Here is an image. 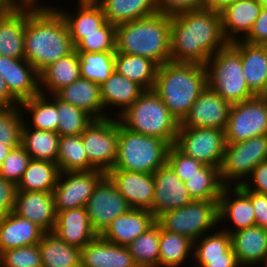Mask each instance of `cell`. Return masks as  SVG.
<instances>
[{
  "mask_svg": "<svg viewBox=\"0 0 267 267\" xmlns=\"http://www.w3.org/2000/svg\"><path fill=\"white\" fill-rule=\"evenodd\" d=\"M25 112L20 106L12 108H0V143H6L12 149L21 145L22 128L25 120Z\"/></svg>",
  "mask_w": 267,
  "mask_h": 267,
  "instance_id": "46",
  "label": "cell"
},
{
  "mask_svg": "<svg viewBox=\"0 0 267 267\" xmlns=\"http://www.w3.org/2000/svg\"><path fill=\"white\" fill-rule=\"evenodd\" d=\"M81 267H138L128 246L110 243L97 235L81 249Z\"/></svg>",
  "mask_w": 267,
  "mask_h": 267,
  "instance_id": "23",
  "label": "cell"
},
{
  "mask_svg": "<svg viewBox=\"0 0 267 267\" xmlns=\"http://www.w3.org/2000/svg\"><path fill=\"white\" fill-rule=\"evenodd\" d=\"M171 16L162 13L116 25L115 52L143 56L158 66L171 61Z\"/></svg>",
  "mask_w": 267,
  "mask_h": 267,
  "instance_id": "3",
  "label": "cell"
},
{
  "mask_svg": "<svg viewBox=\"0 0 267 267\" xmlns=\"http://www.w3.org/2000/svg\"><path fill=\"white\" fill-rule=\"evenodd\" d=\"M59 140L58 132L37 130L24 122L21 146L31 159L57 163Z\"/></svg>",
  "mask_w": 267,
  "mask_h": 267,
  "instance_id": "35",
  "label": "cell"
},
{
  "mask_svg": "<svg viewBox=\"0 0 267 267\" xmlns=\"http://www.w3.org/2000/svg\"><path fill=\"white\" fill-rule=\"evenodd\" d=\"M169 148L164 140L133 132L119 122L118 155L111 170L153 174L167 163Z\"/></svg>",
  "mask_w": 267,
  "mask_h": 267,
  "instance_id": "6",
  "label": "cell"
},
{
  "mask_svg": "<svg viewBox=\"0 0 267 267\" xmlns=\"http://www.w3.org/2000/svg\"><path fill=\"white\" fill-rule=\"evenodd\" d=\"M81 137L89 163L105 173L113 169L118 155L119 120L94 119Z\"/></svg>",
  "mask_w": 267,
  "mask_h": 267,
  "instance_id": "10",
  "label": "cell"
},
{
  "mask_svg": "<svg viewBox=\"0 0 267 267\" xmlns=\"http://www.w3.org/2000/svg\"><path fill=\"white\" fill-rule=\"evenodd\" d=\"M16 185L0 175V220L13 212Z\"/></svg>",
  "mask_w": 267,
  "mask_h": 267,
  "instance_id": "53",
  "label": "cell"
},
{
  "mask_svg": "<svg viewBox=\"0 0 267 267\" xmlns=\"http://www.w3.org/2000/svg\"><path fill=\"white\" fill-rule=\"evenodd\" d=\"M42 267H81V249L61 240L54 232H46L38 243Z\"/></svg>",
  "mask_w": 267,
  "mask_h": 267,
  "instance_id": "32",
  "label": "cell"
},
{
  "mask_svg": "<svg viewBox=\"0 0 267 267\" xmlns=\"http://www.w3.org/2000/svg\"><path fill=\"white\" fill-rule=\"evenodd\" d=\"M78 2H83V1H98V0H77Z\"/></svg>",
  "mask_w": 267,
  "mask_h": 267,
  "instance_id": "64",
  "label": "cell"
},
{
  "mask_svg": "<svg viewBox=\"0 0 267 267\" xmlns=\"http://www.w3.org/2000/svg\"><path fill=\"white\" fill-rule=\"evenodd\" d=\"M56 103L60 136L81 135L94 118L86 111L60 100L56 95H48Z\"/></svg>",
  "mask_w": 267,
  "mask_h": 267,
  "instance_id": "44",
  "label": "cell"
},
{
  "mask_svg": "<svg viewBox=\"0 0 267 267\" xmlns=\"http://www.w3.org/2000/svg\"><path fill=\"white\" fill-rule=\"evenodd\" d=\"M250 44L267 45V6H263L251 31L243 39Z\"/></svg>",
  "mask_w": 267,
  "mask_h": 267,
  "instance_id": "54",
  "label": "cell"
},
{
  "mask_svg": "<svg viewBox=\"0 0 267 267\" xmlns=\"http://www.w3.org/2000/svg\"><path fill=\"white\" fill-rule=\"evenodd\" d=\"M55 95L60 100L86 111L94 119H104L99 85L91 80L80 77Z\"/></svg>",
  "mask_w": 267,
  "mask_h": 267,
  "instance_id": "30",
  "label": "cell"
},
{
  "mask_svg": "<svg viewBox=\"0 0 267 267\" xmlns=\"http://www.w3.org/2000/svg\"><path fill=\"white\" fill-rule=\"evenodd\" d=\"M106 20L113 25L158 13L157 0H98Z\"/></svg>",
  "mask_w": 267,
  "mask_h": 267,
  "instance_id": "33",
  "label": "cell"
},
{
  "mask_svg": "<svg viewBox=\"0 0 267 267\" xmlns=\"http://www.w3.org/2000/svg\"><path fill=\"white\" fill-rule=\"evenodd\" d=\"M262 5L256 0H235L221 14L222 32L228 43L243 40L251 31Z\"/></svg>",
  "mask_w": 267,
  "mask_h": 267,
  "instance_id": "24",
  "label": "cell"
},
{
  "mask_svg": "<svg viewBox=\"0 0 267 267\" xmlns=\"http://www.w3.org/2000/svg\"><path fill=\"white\" fill-rule=\"evenodd\" d=\"M157 68L158 65L149 58L115 52L114 70L144 90H153Z\"/></svg>",
  "mask_w": 267,
  "mask_h": 267,
  "instance_id": "36",
  "label": "cell"
},
{
  "mask_svg": "<svg viewBox=\"0 0 267 267\" xmlns=\"http://www.w3.org/2000/svg\"><path fill=\"white\" fill-rule=\"evenodd\" d=\"M238 187L241 190H249L267 195V161L260 162L253 169L248 179Z\"/></svg>",
  "mask_w": 267,
  "mask_h": 267,
  "instance_id": "52",
  "label": "cell"
},
{
  "mask_svg": "<svg viewBox=\"0 0 267 267\" xmlns=\"http://www.w3.org/2000/svg\"><path fill=\"white\" fill-rule=\"evenodd\" d=\"M44 233L34 222L11 212L0 220V253L13 248L38 244Z\"/></svg>",
  "mask_w": 267,
  "mask_h": 267,
  "instance_id": "28",
  "label": "cell"
},
{
  "mask_svg": "<svg viewBox=\"0 0 267 267\" xmlns=\"http://www.w3.org/2000/svg\"><path fill=\"white\" fill-rule=\"evenodd\" d=\"M224 220L233 224L230 230L222 229L229 234L256 225L252 202L238 186H225L220 195L219 222L222 224Z\"/></svg>",
  "mask_w": 267,
  "mask_h": 267,
  "instance_id": "20",
  "label": "cell"
},
{
  "mask_svg": "<svg viewBox=\"0 0 267 267\" xmlns=\"http://www.w3.org/2000/svg\"><path fill=\"white\" fill-rule=\"evenodd\" d=\"M106 175L102 170L60 172L53 189L56 212L85 207L94 188Z\"/></svg>",
  "mask_w": 267,
  "mask_h": 267,
  "instance_id": "13",
  "label": "cell"
},
{
  "mask_svg": "<svg viewBox=\"0 0 267 267\" xmlns=\"http://www.w3.org/2000/svg\"><path fill=\"white\" fill-rule=\"evenodd\" d=\"M99 89L100 98L104 106V118L112 117L108 115L106 110H108V107L114 108V106L115 110L118 109L116 111L118 114L116 113L115 115V118H118L145 91L139 84L115 70L104 83L99 85Z\"/></svg>",
  "mask_w": 267,
  "mask_h": 267,
  "instance_id": "25",
  "label": "cell"
},
{
  "mask_svg": "<svg viewBox=\"0 0 267 267\" xmlns=\"http://www.w3.org/2000/svg\"><path fill=\"white\" fill-rule=\"evenodd\" d=\"M20 106V103L10 94L5 80L0 75V108H12Z\"/></svg>",
  "mask_w": 267,
  "mask_h": 267,
  "instance_id": "57",
  "label": "cell"
},
{
  "mask_svg": "<svg viewBox=\"0 0 267 267\" xmlns=\"http://www.w3.org/2000/svg\"><path fill=\"white\" fill-rule=\"evenodd\" d=\"M167 163L183 182L188 177L198 173V170L204 165L202 162L182 153L174 144L168 150Z\"/></svg>",
  "mask_w": 267,
  "mask_h": 267,
  "instance_id": "50",
  "label": "cell"
},
{
  "mask_svg": "<svg viewBox=\"0 0 267 267\" xmlns=\"http://www.w3.org/2000/svg\"><path fill=\"white\" fill-rule=\"evenodd\" d=\"M92 229L100 235L119 215L131 207L114 183L105 175L94 188L85 206Z\"/></svg>",
  "mask_w": 267,
  "mask_h": 267,
  "instance_id": "14",
  "label": "cell"
},
{
  "mask_svg": "<svg viewBox=\"0 0 267 267\" xmlns=\"http://www.w3.org/2000/svg\"><path fill=\"white\" fill-rule=\"evenodd\" d=\"M56 9L66 21L69 34H91L100 33V28L107 22L104 11L97 1L78 2L73 12Z\"/></svg>",
  "mask_w": 267,
  "mask_h": 267,
  "instance_id": "34",
  "label": "cell"
},
{
  "mask_svg": "<svg viewBox=\"0 0 267 267\" xmlns=\"http://www.w3.org/2000/svg\"><path fill=\"white\" fill-rule=\"evenodd\" d=\"M81 78L97 85L104 83L114 71L115 52H78Z\"/></svg>",
  "mask_w": 267,
  "mask_h": 267,
  "instance_id": "43",
  "label": "cell"
},
{
  "mask_svg": "<svg viewBox=\"0 0 267 267\" xmlns=\"http://www.w3.org/2000/svg\"><path fill=\"white\" fill-rule=\"evenodd\" d=\"M232 247L231 235L222 230L206 233L194 241V258L224 257V254Z\"/></svg>",
  "mask_w": 267,
  "mask_h": 267,
  "instance_id": "47",
  "label": "cell"
},
{
  "mask_svg": "<svg viewBox=\"0 0 267 267\" xmlns=\"http://www.w3.org/2000/svg\"><path fill=\"white\" fill-rule=\"evenodd\" d=\"M231 44L240 52L243 76L250 91L259 96L267 85V45L250 44L243 40Z\"/></svg>",
  "mask_w": 267,
  "mask_h": 267,
  "instance_id": "27",
  "label": "cell"
},
{
  "mask_svg": "<svg viewBox=\"0 0 267 267\" xmlns=\"http://www.w3.org/2000/svg\"><path fill=\"white\" fill-rule=\"evenodd\" d=\"M106 175L127 200L131 208L152 210L155 192L153 174L109 170Z\"/></svg>",
  "mask_w": 267,
  "mask_h": 267,
  "instance_id": "19",
  "label": "cell"
},
{
  "mask_svg": "<svg viewBox=\"0 0 267 267\" xmlns=\"http://www.w3.org/2000/svg\"><path fill=\"white\" fill-rule=\"evenodd\" d=\"M231 235L232 248L241 267H267V229L254 225Z\"/></svg>",
  "mask_w": 267,
  "mask_h": 267,
  "instance_id": "22",
  "label": "cell"
},
{
  "mask_svg": "<svg viewBox=\"0 0 267 267\" xmlns=\"http://www.w3.org/2000/svg\"><path fill=\"white\" fill-rule=\"evenodd\" d=\"M259 97L267 104V85L264 90L259 94Z\"/></svg>",
  "mask_w": 267,
  "mask_h": 267,
  "instance_id": "62",
  "label": "cell"
},
{
  "mask_svg": "<svg viewBox=\"0 0 267 267\" xmlns=\"http://www.w3.org/2000/svg\"><path fill=\"white\" fill-rule=\"evenodd\" d=\"M156 222L151 211L131 208L116 217L100 234L113 244L128 246Z\"/></svg>",
  "mask_w": 267,
  "mask_h": 267,
  "instance_id": "21",
  "label": "cell"
},
{
  "mask_svg": "<svg viewBox=\"0 0 267 267\" xmlns=\"http://www.w3.org/2000/svg\"><path fill=\"white\" fill-rule=\"evenodd\" d=\"M117 119L125 128L158 137L170 146L175 143L180 125L153 90H145Z\"/></svg>",
  "mask_w": 267,
  "mask_h": 267,
  "instance_id": "5",
  "label": "cell"
},
{
  "mask_svg": "<svg viewBox=\"0 0 267 267\" xmlns=\"http://www.w3.org/2000/svg\"><path fill=\"white\" fill-rule=\"evenodd\" d=\"M53 232L67 244L80 249L98 235L91 227L85 207L58 212Z\"/></svg>",
  "mask_w": 267,
  "mask_h": 267,
  "instance_id": "26",
  "label": "cell"
},
{
  "mask_svg": "<svg viewBox=\"0 0 267 267\" xmlns=\"http://www.w3.org/2000/svg\"><path fill=\"white\" fill-rule=\"evenodd\" d=\"M74 50L66 21L56 8H26L25 59L39 73Z\"/></svg>",
  "mask_w": 267,
  "mask_h": 267,
  "instance_id": "2",
  "label": "cell"
},
{
  "mask_svg": "<svg viewBox=\"0 0 267 267\" xmlns=\"http://www.w3.org/2000/svg\"><path fill=\"white\" fill-rule=\"evenodd\" d=\"M116 25L108 21L100 28V33L70 34L77 52H115Z\"/></svg>",
  "mask_w": 267,
  "mask_h": 267,
  "instance_id": "45",
  "label": "cell"
},
{
  "mask_svg": "<svg viewBox=\"0 0 267 267\" xmlns=\"http://www.w3.org/2000/svg\"><path fill=\"white\" fill-rule=\"evenodd\" d=\"M26 8L0 15V55L25 59Z\"/></svg>",
  "mask_w": 267,
  "mask_h": 267,
  "instance_id": "31",
  "label": "cell"
},
{
  "mask_svg": "<svg viewBox=\"0 0 267 267\" xmlns=\"http://www.w3.org/2000/svg\"><path fill=\"white\" fill-rule=\"evenodd\" d=\"M57 164L60 172L92 171L81 135L60 136Z\"/></svg>",
  "mask_w": 267,
  "mask_h": 267,
  "instance_id": "41",
  "label": "cell"
},
{
  "mask_svg": "<svg viewBox=\"0 0 267 267\" xmlns=\"http://www.w3.org/2000/svg\"><path fill=\"white\" fill-rule=\"evenodd\" d=\"M205 67L208 87L224 100L234 104L255 97L243 76L240 52L231 43L210 56Z\"/></svg>",
  "mask_w": 267,
  "mask_h": 267,
  "instance_id": "7",
  "label": "cell"
},
{
  "mask_svg": "<svg viewBox=\"0 0 267 267\" xmlns=\"http://www.w3.org/2000/svg\"><path fill=\"white\" fill-rule=\"evenodd\" d=\"M206 0H157L158 13L176 15L181 12L205 8Z\"/></svg>",
  "mask_w": 267,
  "mask_h": 267,
  "instance_id": "51",
  "label": "cell"
},
{
  "mask_svg": "<svg viewBox=\"0 0 267 267\" xmlns=\"http://www.w3.org/2000/svg\"><path fill=\"white\" fill-rule=\"evenodd\" d=\"M0 267H42L39 245H28L0 253Z\"/></svg>",
  "mask_w": 267,
  "mask_h": 267,
  "instance_id": "48",
  "label": "cell"
},
{
  "mask_svg": "<svg viewBox=\"0 0 267 267\" xmlns=\"http://www.w3.org/2000/svg\"><path fill=\"white\" fill-rule=\"evenodd\" d=\"M224 131L226 143L267 135V104L259 96L232 104Z\"/></svg>",
  "mask_w": 267,
  "mask_h": 267,
  "instance_id": "12",
  "label": "cell"
},
{
  "mask_svg": "<svg viewBox=\"0 0 267 267\" xmlns=\"http://www.w3.org/2000/svg\"><path fill=\"white\" fill-rule=\"evenodd\" d=\"M160 225L155 222L128 245L138 267H159Z\"/></svg>",
  "mask_w": 267,
  "mask_h": 267,
  "instance_id": "42",
  "label": "cell"
},
{
  "mask_svg": "<svg viewBox=\"0 0 267 267\" xmlns=\"http://www.w3.org/2000/svg\"><path fill=\"white\" fill-rule=\"evenodd\" d=\"M194 241L184 235L165 231L160 226L159 267H179L190 255Z\"/></svg>",
  "mask_w": 267,
  "mask_h": 267,
  "instance_id": "39",
  "label": "cell"
},
{
  "mask_svg": "<svg viewBox=\"0 0 267 267\" xmlns=\"http://www.w3.org/2000/svg\"><path fill=\"white\" fill-rule=\"evenodd\" d=\"M262 6H267V0H256Z\"/></svg>",
  "mask_w": 267,
  "mask_h": 267,
  "instance_id": "63",
  "label": "cell"
},
{
  "mask_svg": "<svg viewBox=\"0 0 267 267\" xmlns=\"http://www.w3.org/2000/svg\"><path fill=\"white\" fill-rule=\"evenodd\" d=\"M156 222L165 231L196 241L220 226L219 200H193L181 208L165 212Z\"/></svg>",
  "mask_w": 267,
  "mask_h": 267,
  "instance_id": "8",
  "label": "cell"
},
{
  "mask_svg": "<svg viewBox=\"0 0 267 267\" xmlns=\"http://www.w3.org/2000/svg\"><path fill=\"white\" fill-rule=\"evenodd\" d=\"M174 145L185 155L205 165L220 168L226 148L225 131L207 127L179 125Z\"/></svg>",
  "mask_w": 267,
  "mask_h": 267,
  "instance_id": "11",
  "label": "cell"
},
{
  "mask_svg": "<svg viewBox=\"0 0 267 267\" xmlns=\"http://www.w3.org/2000/svg\"><path fill=\"white\" fill-rule=\"evenodd\" d=\"M30 160L29 154L21 145L13 148L0 167V175L17 185Z\"/></svg>",
  "mask_w": 267,
  "mask_h": 267,
  "instance_id": "49",
  "label": "cell"
},
{
  "mask_svg": "<svg viewBox=\"0 0 267 267\" xmlns=\"http://www.w3.org/2000/svg\"><path fill=\"white\" fill-rule=\"evenodd\" d=\"M153 178L155 192L151 213L155 219L167 211L181 208L193 201L185 183L168 163L153 173Z\"/></svg>",
  "mask_w": 267,
  "mask_h": 267,
  "instance_id": "15",
  "label": "cell"
},
{
  "mask_svg": "<svg viewBox=\"0 0 267 267\" xmlns=\"http://www.w3.org/2000/svg\"><path fill=\"white\" fill-rule=\"evenodd\" d=\"M171 61L204 65L228 42L222 32L221 14L207 8L171 16Z\"/></svg>",
  "mask_w": 267,
  "mask_h": 267,
  "instance_id": "1",
  "label": "cell"
},
{
  "mask_svg": "<svg viewBox=\"0 0 267 267\" xmlns=\"http://www.w3.org/2000/svg\"><path fill=\"white\" fill-rule=\"evenodd\" d=\"M11 150L12 148L6 145V143H0V167Z\"/></svg>",
  "mask_w": 267,
  "mask_h": 267,
  "instance_id": "61",
  "label": "cell"
},
{
  "mask_svg": "<svg viewBox=\"0 0 267 267\" xmlns=\"http://www.w3.org/2000/svg\"><path fill=\"white\" fill-rule=\"evenodd\" d=\"M242 191L252 202L256 225L267 229V195L249 190Z\"/></svg>",
  "mask_w": 267,
  "mask_h": 267,
  "instance_id": "55",
  "label": "cell"
},
{
  "mask_svg": "<svg viewBox=\"0 0 267 267\" xmlns=\"http://www.w3.org/2000/svg\"><path fill=\"white\" fill-rule=\"evenodd\" d=\"M184 183L193 200H219L225 187L220 168L205 164Z\"/></svg>",
  "mask_w": 267,
  "mask_h": 267,
  "instance_id": "38",
  "label": "cell"
},
{
  "mask_svg": "<svg viewBox=\"0 0 267 267\" xmlns=\"http://www.w3.org/2000/svg\"><path fill=\"white\" fill-rule=\"evenodd\" d=\"M235 0H206L205 8L221 13Z\"/></svg>",
  "mask_w": 267,
  "mask_h": 267,
  "instance_id": "58",
  "label": "cell"
},
{
  "mask_svg": "<svg viewBox=\"0 0 267 267\" xmlns=\"http://www.w3.org/2000/svg\"><path fill=\"white\" fill-rule=\"evenodd\" d=\"M22 8L16 0H0V15L18 11Z\"/></svg>",
  "mask_w": 267,
  "mask_h": 267,
  "instance_id": "59",
  "label": "cell"
},
{
  "mask_svg": "<svg viewBox=\"0 0 267 267\" xmlns=\"http://www.w3.org/2000/svg\"><path fill=\"white\" fill-rule=\"evenodd\" d=\"M0 75L19 103L40 93L39 72L26 59L0 55Z\"/></svg>",
  "mask_w": 267,
  "mask_h": 267,
  "instance_id": "18",
  "label": "cell"
},
{
  "mask_svg": "<svg viewBox=\"0 0 267 267\" xmlns=\"http://www.w3.org/2000/svg\"><path fill=\"white\" fill-rule=\"evenodd\" d=\"M192 259L197 264L195 267H241L232 247L224 254V257Z\"/></svg>",
  "mask_w": 267,
  "mask_h": 267,
  "instance_id": "56",
  "label": "cell"
},
{
  "mask_svg": "<svg viewBox=\"0 0 267 267\" xmlns=\"http://www.w3.org/2000/svg\"><path fill=\"white\" fill-rule=\"evenodd\" d=\"M207 86L204 65L169 61L158 66L153 91L181 123Z\"/></svg>",
  "mask_w": 267,
  "mask_h": 267,
  "instance_id": "4",
  "label": "cell"
},
{
  "mask_svg": "<svg viewBox=\"0 0 267 267\" xmlns=\"http://www.w3.org/2000/svg\"><path fill=\"white\" fill-rule=\"evenodd\" d=\"M232 104L210 87L199 95L180 123L183 127H207L225 130Z\"/></svg>",
  "mask_w": 267,
  "mask_h": 267,
  "instance_id": "16",
  "label": "cell"
},
{
  "mask_svg": "<svg viewBox=\"0 0 267 267\" xmlns=\"http://www.w3.org/2000/svg\"><path fill=\"white\" fill-rule=\"evenodd\" d=\"M13 213L34 222L45 233L53 232L57 219L53 191H16Z\"/></svg>",
  "mask_w": 267,
  "mask_h": 267,
  "instance_id": "17",
  "label": "cell"
},
{
  "mask_svg": "<svg viewBox=\"0 0 267 267\" xmlns=\"http://www.w3.org/2000/svg\"><path fill=\"white\" fill-rule=\"evenodd\" d=\"M59 175L57 163L31 159L16 185L17 191H53Z\"/></svg>",
  "mask_w": 267,
  "mask_h": 267,
  "instance_id": "37",
  "label": "cell"
},
{
  "mask_svg": "<svg viewBox=\"0 0 267 267\" xmlns=\"http://www.w3.org/2000/svg\"><path fill=\"white\" fill-rule=\"evenodd\" d=\"M20 107L30 113L31 128L57 132L59 124L57 105L48 95L39 93L22 101Z\"/></svg>",
  "mask_w": 267,
  "mask_h": 267,
  "instance_id": "40",
  "label": "cell"
},
{
  "mask_svg": "<svg viewBox=\"0 0 267 267\" xmlns=\"http://www.w3.org/2000/svg\"><path fill=\"white\" fill-rule=\"evenodd\" d=\"M23 8H55L56 6H47V4H42L39 0H16ZM40 3V4H39Z\"/></svg>",
  "mask_w": 267,
  "mask_h": 267,
  "instance_id": "60",
  "label": "cell"
},
{
  "mask_svg": "<svg viewBox=\"0 0 267 267\" xmlns=\"http://www.w3.org/2000/svg\"><path fill=\"white\" fill-rule=\"evenodd\" d=\"M39 75L40 93L55 95L59 90L81 77L79 53L74 50L68 56L49 64Z\"/></svg>",
  "mask_w": 267,
  "mask_h": 267,
  "instance_id": "29",
  "label": "cell"
},
{
  "mask_svg": "<svg viewBox=\"0 0 267 267\" xmlns=\"http://www.w3.org/2000/svg\"><path fill=\"white\" fill-rule=\"evenodd\" d=\"M263 161H267V135L226 143L220 166L223 184L225 186L242 185L253 169Z\"/></svg>",
  "mask_w": 267,
  "mask_h": 267,
  "instance_id": "9",
  "label": "cell"
}]
</instances>
